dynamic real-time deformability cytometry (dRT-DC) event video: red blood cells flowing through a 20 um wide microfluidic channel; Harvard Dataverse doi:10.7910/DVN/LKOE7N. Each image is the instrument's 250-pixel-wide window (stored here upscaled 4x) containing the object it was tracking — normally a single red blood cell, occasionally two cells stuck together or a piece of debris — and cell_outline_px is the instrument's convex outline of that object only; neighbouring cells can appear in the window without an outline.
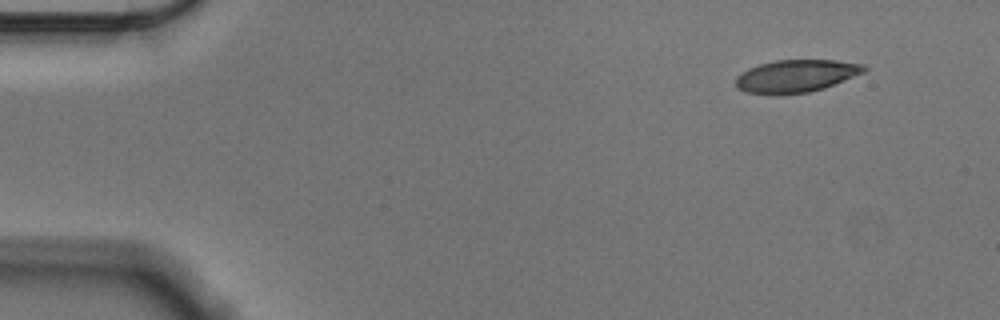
{"species": "Egyptian fruit bat (a non-hibernating species)", "species_latin": "Rousettus aegyptiacus", "temperature_condition": "cold", "stored_images_in_passage": 52, "camera_frame_rate_fps": 3000, "um_per_image_px": 0.085, "animal": {"sex": "male"}, "frame": {"image": 1, "passage_image": 1, "time_ms": 0.0, "image_size_px": [1000, 320], "cell_outline_px": [[868, 68], [864, 72], [824, 88], [808, 92], [776, 96], [744, 92], [736, 88], [736, 76], [748, 68], [760, 64], [776, 60], [836, 60], [864, 64]], "centroid_in_image_um": [67.62, 6.48], "position_along_channel_um": 17.4, "area_um2": 24.62}}
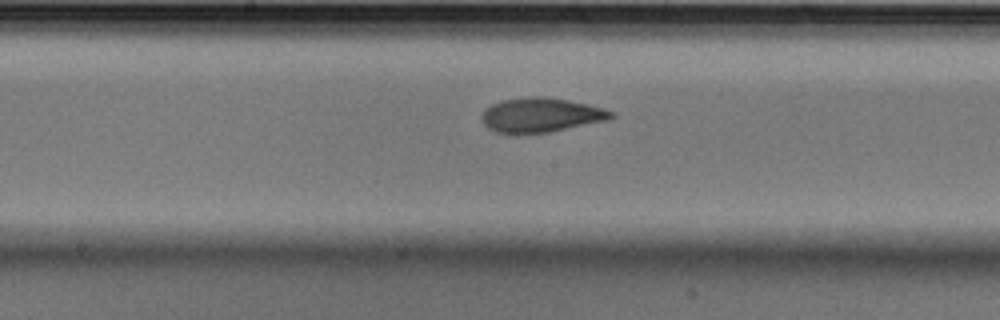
{"frame": {"image": 2, "passage_image": 25, "time_ms": 8.0, "image_size_px": [1000, 320], "cell_outline_px": [[616, 116], [608, 120], [548, 132], [496, 132], [488, 128], [484, 124], [480, 116], [492, 104], [500, 100], [524, 96], [544, 96], [568, 100], [588, 104], [604, 108], [616, 112]], "centroid_in_image_um": [46.02, 9.75], "position_along_channel_um": 202.2, "area_um2": 25.84}}
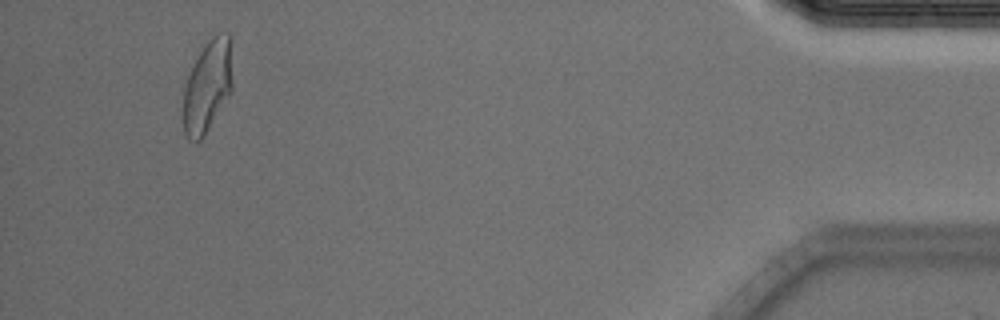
{"frame": {"image": 3, "passage_image": 49, "time_ms": 16.0, "image_size_px": [1000, 320], "cell_outline_px": [[232, 92], [204, 136], [200, 140], [188, 140], [184, 132], [184, 88], [188, 76], [204, 44], [212, 36], [220, 32], [228, 32], [232, 80]], "centroid_in_image_um": [17.64, 7.35], "position_along_channel_um": 417.6, "area_um2": 26.07}, "authors_computed_cell_mechanics": {"area_um2": 25.7788, "velocity_mm_per_s": 3.5423, "shape_relaxation_time_tau1_ms": 5.9991, "shape_relaxation_time_tau2_ms": 1.8834, "deformation_change_tau1": 0.1688, "deformation_change_tau2": 0.0737}}